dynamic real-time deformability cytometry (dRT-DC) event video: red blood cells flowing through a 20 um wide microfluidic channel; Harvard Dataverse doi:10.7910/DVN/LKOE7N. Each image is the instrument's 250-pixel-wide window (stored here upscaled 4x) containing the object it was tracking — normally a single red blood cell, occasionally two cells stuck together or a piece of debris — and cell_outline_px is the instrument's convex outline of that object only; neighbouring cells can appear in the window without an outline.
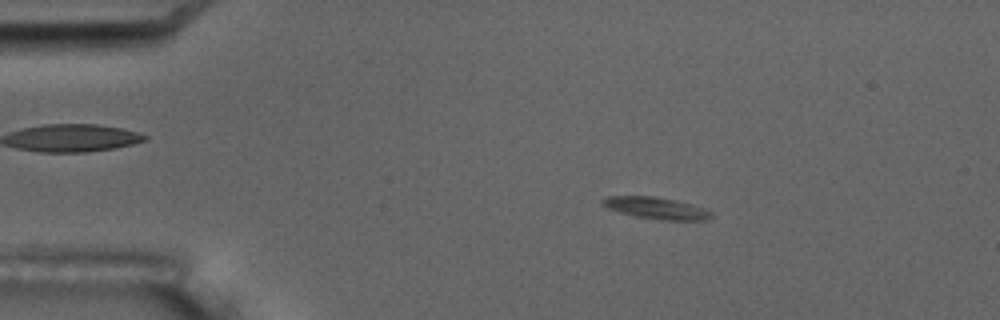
{"species": "common noctule bat (a hibernating species)", "species_latin": "Nyctalus noctula", "temperature_condition": "room temperature", "stored_images_in_passage": 4, "camera_frame_rate_fps": 3000, "um_per_image_px": 0.085, "animal": {"sex": "male", "body_mass_g": 17.5, "forearm_length_mm": 52.3}, "frame": {"image": 1, "passage_image": 2, "time_ms": 1.0, "image_size_px": [1000, 320], "cell_outline_px": [[712, 216], [708, 220], [664, 220], [636, 216], [620, 212], [608, 208], [600, 204], [600, 200], [608, 196], [652, 196], [676, 200], [692, 204], [712, 212]], "centroid_in_image_um": [55.76, 17.68], "position_along_channel_um": 29.2, "area_um2": 13.7}}